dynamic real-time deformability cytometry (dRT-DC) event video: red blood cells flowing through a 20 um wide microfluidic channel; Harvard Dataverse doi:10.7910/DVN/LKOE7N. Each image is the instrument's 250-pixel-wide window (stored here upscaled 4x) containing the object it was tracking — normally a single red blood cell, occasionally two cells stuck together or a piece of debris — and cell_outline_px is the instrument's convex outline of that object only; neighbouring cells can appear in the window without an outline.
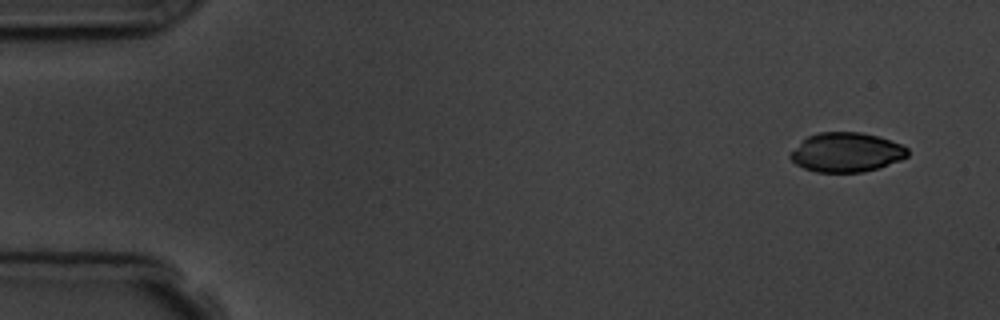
{"species": "common noctule bat (a hibernating species)", "species_latin": "Nyctalus noctula", "temperature_condition": "room temperature", "stored_images_in_passage": 8, "camera_frame_rate_fps": 3000, "um_per_image_px": 0.085, "animal": {"sex": "male", "body_mass_g": 19.5, "forearm_length_mm": 54.6}, "frame": {"image": 1, "passage_image": 1, "time_ms": 0.0, "image_size_px": [1000, 320], "cell_outline_px": [[908, 156], [900, 160], [880, 168], [864, 172], [816, 172], [804, 168], [796, 164], [788, 156], [808, 136], [820, 132], [860, 132], [876, 136], [900, 144], [908, 148]], "centroid_in_image_um": [71.97, 12.96], "position_along_channel_um": 13.0, "area_um2": 26.65}}